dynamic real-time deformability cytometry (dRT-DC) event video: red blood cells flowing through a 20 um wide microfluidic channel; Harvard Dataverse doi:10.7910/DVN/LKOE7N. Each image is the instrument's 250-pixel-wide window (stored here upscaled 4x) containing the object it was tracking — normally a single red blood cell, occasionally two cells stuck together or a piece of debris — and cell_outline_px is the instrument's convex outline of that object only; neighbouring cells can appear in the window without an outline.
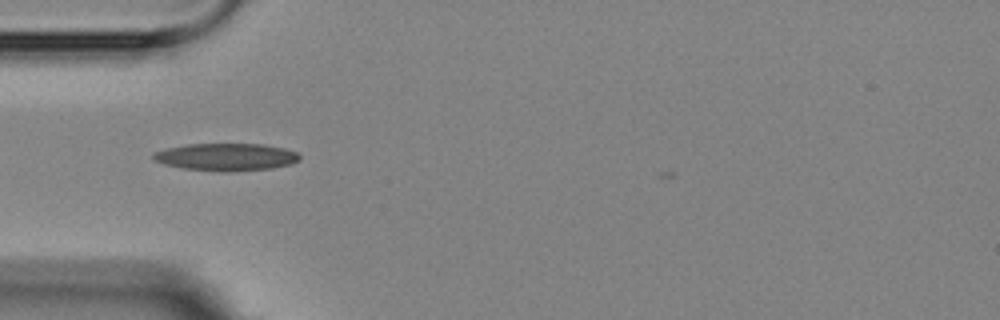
{"species": "Egyptian fruit bat (a non-hibernating species)", "species_latin": "Rousettus aegyptiacus", "temperature_condition": "room temperature", "stored_images_in_passage": 12, "camera_frame_rate_fps": 3000, "um_per_image_px": 0.085, "animal": {"sex": "female"}, "frame": {"image": 1, "passage_image": 1, "time_ms": 0.0, "image_size_px": [1000, 320], "cell_outline_px": [[300, 160], [292, 164], [272, 168], [228, 172], [224, 172], [184, 168], [164, 164], [156, 160], [152, 156], [152, 152], [168, 148], [188, 144], [260, 144], [284, 148], [296, 152], [300, 156]], "centroid_in_image_um": [19.24, 13.34], "position_along_channel_um": 65.8, "area_um2": 23.29}}
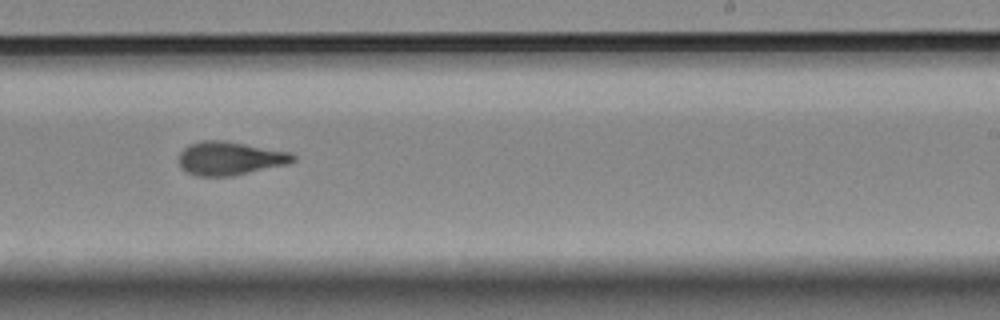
{"frame": {"image": 2, "passage_image": 6, "time_ms": 5.667, "image_size_px": [1000, 320], "cell_outline_px": [[296, 160], [288, 164], [232, 176], [196, 176], [180, 168], [176, 160], [176, 156], [188, 144], [200, 140], [224, 140], [292, 152], [296, 156]], "centroid_in_image_um": [19.5, 13.45], "position_along_channel_um": 269.5, "area_um2": 22.77}}
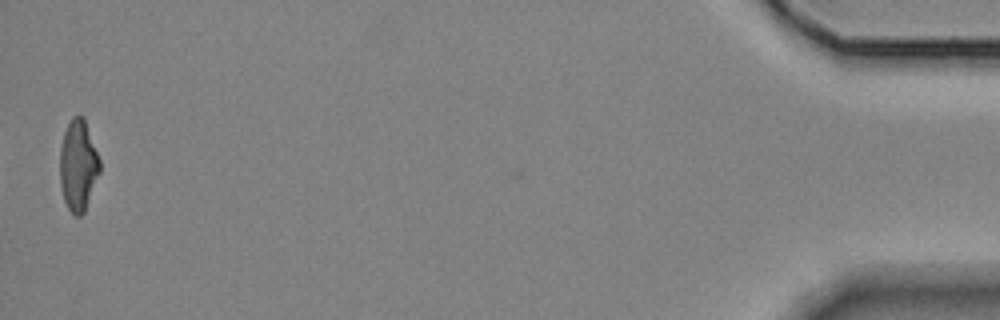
{"frame": {"image": 3, "passage_image": 12, "time_ms": 12.667, "image_size_px": [1000, 320], "cell_outline_px": [[100, 172], [84, 212], [80, 216], [76, 216], [68, 208], [64, 200], [60, 184], [60, 148], [64, 132], [72, 116], [80, 112], [84, 116], [100, 160]], "centroid_in_image_um": [6.65, 14.01], "position_along_channel_um": 428.6, "area_um2": 21.27}, "authors_computed_cell_mechanics": {"area_um2": 21.5594, "velocity_mm_per_s": 3.5893, "shape_relaxation_time_tau1_ms": 7.5648, "shape_relaxation_time_tau2_ms": 1.3667, "deformation_change_tau1": 0.1862, "deformation_change_tau2": 0.0695}}